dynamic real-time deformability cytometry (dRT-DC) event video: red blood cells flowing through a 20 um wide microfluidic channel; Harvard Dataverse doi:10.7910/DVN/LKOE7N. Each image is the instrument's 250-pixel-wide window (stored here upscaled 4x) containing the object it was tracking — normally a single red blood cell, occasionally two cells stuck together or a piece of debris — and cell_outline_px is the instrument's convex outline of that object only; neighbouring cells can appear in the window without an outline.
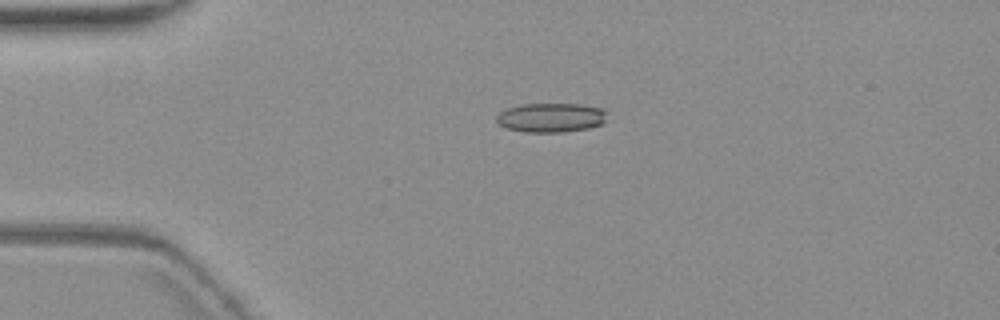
{"species": "common noctule bat (a hibernating species)", "species_latin": "Nyctalus noctula", "temperature_condition": "warm", "stored_images_in_passage": 4, "camera_frame_rate_fps": 3000, "um_per_image_px": 0.085, "animal": {"sex": "female", "body_mass_g": 19.3, "forearm_length_mm": 54.1}, "frame": {"image": 1, "passage_image": 3, "time_ms": 2.667, "image_size_px": [1000, 320], "cell_outline_px": [[608, 120], [604, 124], [588, 128], [564, 132], [524, 132], [504, 128], [496, 120], [496, 116], [500, 112], [508, 108], [524, 104], [580, 104], [604, 108], [608, 112]], "centroid_in_image_um": [46.9, 10.0], "position_along_channel_um": 38.1, "area_um2": 19.19}}